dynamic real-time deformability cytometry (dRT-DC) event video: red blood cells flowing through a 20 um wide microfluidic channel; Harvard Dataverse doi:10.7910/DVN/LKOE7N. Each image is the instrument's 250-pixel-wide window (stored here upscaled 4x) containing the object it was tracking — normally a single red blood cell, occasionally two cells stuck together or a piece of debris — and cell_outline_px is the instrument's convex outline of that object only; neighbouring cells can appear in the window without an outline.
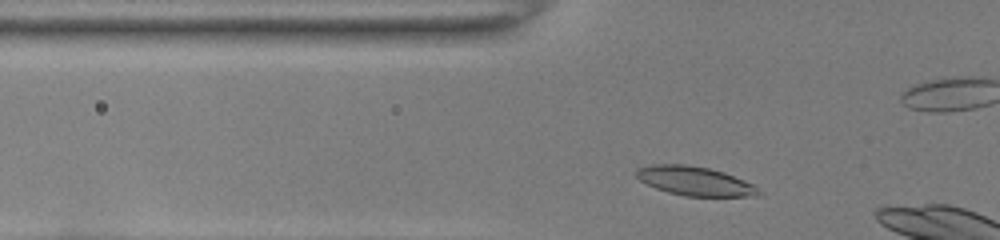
{"species": "common noctule bat (a hibernating species)", "species_latin": "Nyctalus noctula", "temperature_condition": "room temperature", "stored_images_in_passage": 8, "camera_frame_rate_fps": 3000, "um_per_image_px": 0.085, "animal": {"sex": "female", "body_mass_g": 22.0, "forearm_length_mm": 56.7}, "frame": {"image": 1, "passage_image": 5, "time_ms": 1.333, "image_size_px": [1000, 240], "cell_outline_px": [[760, 192], [744, 196], [684, 196], [668, 192], [656, 188], [640, 180], [636, 176], [636, 172], [640, 168], [656, 164], [684, 164], [708, 168], [724, 172], [752, 184]], "centroid_in_image_um": [59.0, 15.38], "position_along_channel_um": 66.8, "area_um2": 20.11}}